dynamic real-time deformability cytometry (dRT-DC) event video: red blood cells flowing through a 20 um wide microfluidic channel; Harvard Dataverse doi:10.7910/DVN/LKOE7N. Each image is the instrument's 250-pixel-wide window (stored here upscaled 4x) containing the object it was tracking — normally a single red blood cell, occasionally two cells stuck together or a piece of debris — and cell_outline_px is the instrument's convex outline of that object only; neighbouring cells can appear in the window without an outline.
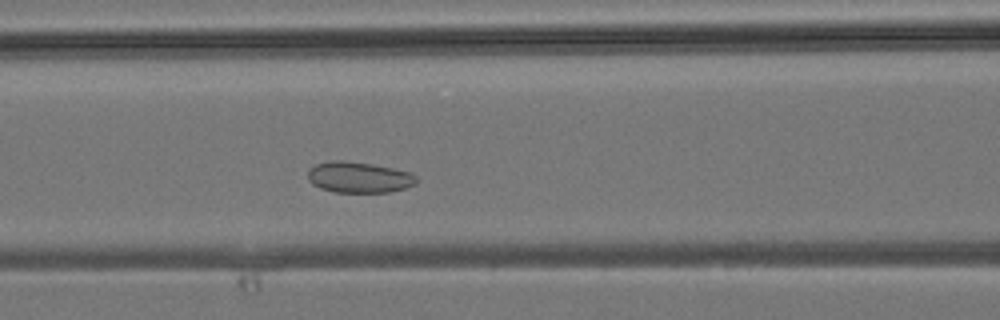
{"species": "common noctule bat (a hibernating species)", "species_latin": "Nyctalus noctula", "temperature_condition": "room temperature", "stored_images_in_passage": 31, "camera_frame_rate_fps": 3000, "um_per_image_px": 0.085, "animal": {"sex": "male", "body_mass_g": 19.2, "forearm_length_mm": 51.8}, "frame": {"image": 1, "passage_image": 5, "time_ms": 1.333, "image_size_px": [1000, 320], "cell_outline_px": [[416, 184], [404, 188], [388, 192], [336, 192], [320, 188], [312, 184], [308, 180], [308, 168], [316, 164], [332, 160], [340, 160], [372, 164], [392, 168], [408, 172], [416, 176]], "centroid_in_image_um": [30.46, 15.07], "position_along_channel_um": 136.1, "area_um2": 19.48}}
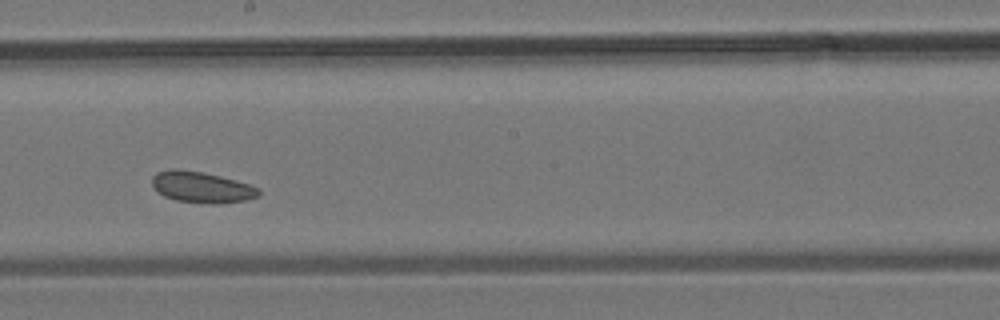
{"frame": {"image": 2, "passage_image": 11, "time_ms": 3.333, "image_size_px": [1000, 320], "cell_outline_px": [[260, 196], [248, 200], [176, 200], [164, 196], [156, 192], [152, 184], [152, 176], [156, 172], [168, 168], [176, 168], [204, 172], [236, 180], [260, 188]], "centroid_in_image_um": [17.07, 15.83], "position_along_channel_um": 231.1, "area_um2": 18.55}}
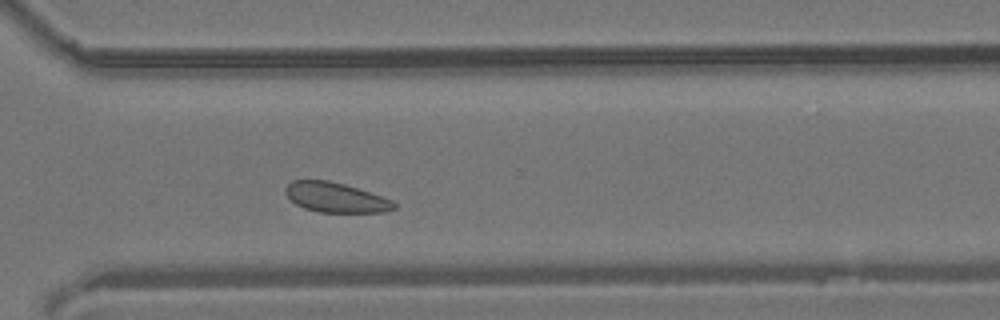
{"frame": {"image": 3, "passage_image": 18, "time_ms": 5.667, "image_size_px": [1000, 320], "cell_outline_px": [[396, 208], [384, 212], [316, 212], [304, 208], [296, 204], [284, 192], [284, 188], [292, 180], [328, 180], [344, 184], [392, 200], [396, 204]], "centroid_in_image_um": [28.5, 16.79], "position_along_channel_um": 342.1, "area_um2": 18.73}}